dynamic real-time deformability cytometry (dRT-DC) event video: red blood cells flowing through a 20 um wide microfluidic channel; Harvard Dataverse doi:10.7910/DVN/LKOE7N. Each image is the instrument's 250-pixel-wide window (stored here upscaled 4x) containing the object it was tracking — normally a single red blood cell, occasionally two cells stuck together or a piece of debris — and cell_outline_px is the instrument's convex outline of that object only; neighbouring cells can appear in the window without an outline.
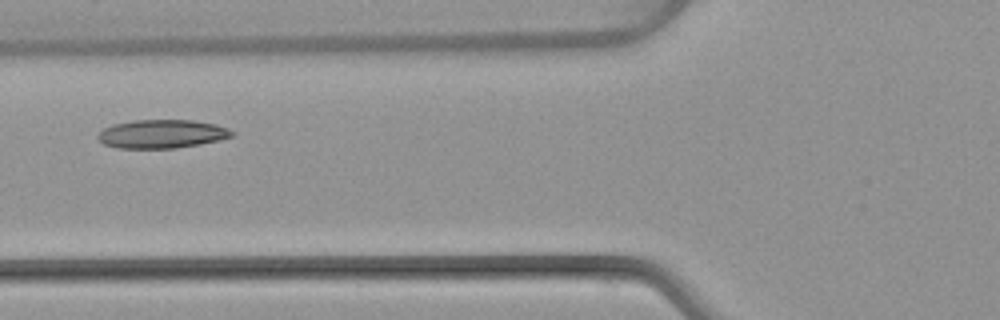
{"species": "common noctule bat (a hibernating species)", "species_latin": "Nyctalus noctula", "temperature_condition": "warm", "stored_images_in_passage": 6, "camera_frame_rate_fps": 3000, "um_per_image_px": 0.085, "animal": {"sex": "female", "body_mass_g": 22.7, "forearm_length_mm": 54.2}, "frame": {"image": 1, "passage_image": 4, "time_ms": 4.0, "image_size_px": [1000, 320], "cell_outline_px": [[236, 136], [200, 144], [176, 148], [116, 148], [104, 144], [96, 136], [104, 128], [112, 124], [136, 120], [192, 120], [216, 124], [228, 128], [236, 132]], "centroid_in_image_um": [13.8, 11.38], "position_along_channel_um": 112.0, "area_um2": 22.43}}
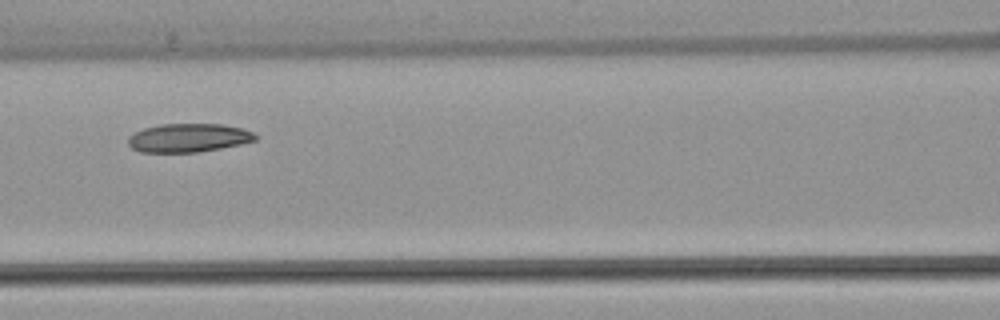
{"frame": {"image": 2, "passage_image": 5, "time_ms": 5.0, "image_size_px": [1000, 320], "cell_outline_px": [[260, 136], [256, 140], [240, 144], [220, 148], [196, 152], [140, 152], [132, 148], [128, 144], [128, 136], [144, 128], [160, 124], [224, 124], [244, 128]], "centroid_in_image_um": [16.04, 11.71], "position_along_channel_um": 150.6, "area_um2": 21.27}}
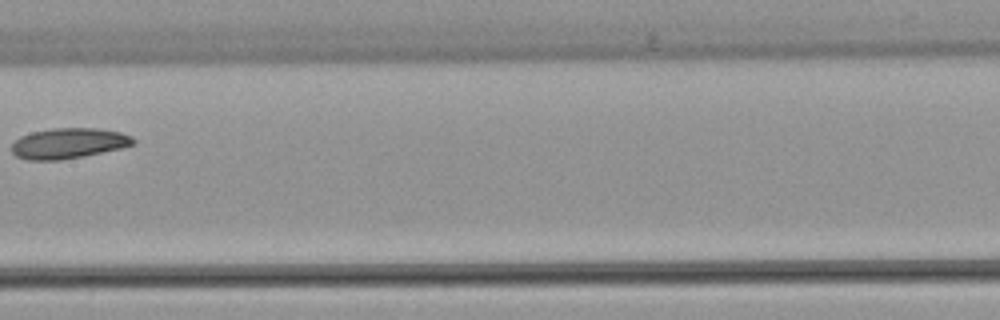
{"frame": {"image": 3, "passage_image": 6, "time_ms": 6.333, "image_size_px": [1000, 320], "cell_outline_px": [[136, 144], [120, 148], [84, 156], [60, 160], [28, 160], [16, 156], [12, 152], [12, 144], [20, 136], [32, 132], [52, 128], [100, 128], [120, 132], [132, 136], [136, 140]], "centroid_in_image_um": [5.84, 12.17], "position_along_channel_um": 201.6, "area_um2": 21.68}}